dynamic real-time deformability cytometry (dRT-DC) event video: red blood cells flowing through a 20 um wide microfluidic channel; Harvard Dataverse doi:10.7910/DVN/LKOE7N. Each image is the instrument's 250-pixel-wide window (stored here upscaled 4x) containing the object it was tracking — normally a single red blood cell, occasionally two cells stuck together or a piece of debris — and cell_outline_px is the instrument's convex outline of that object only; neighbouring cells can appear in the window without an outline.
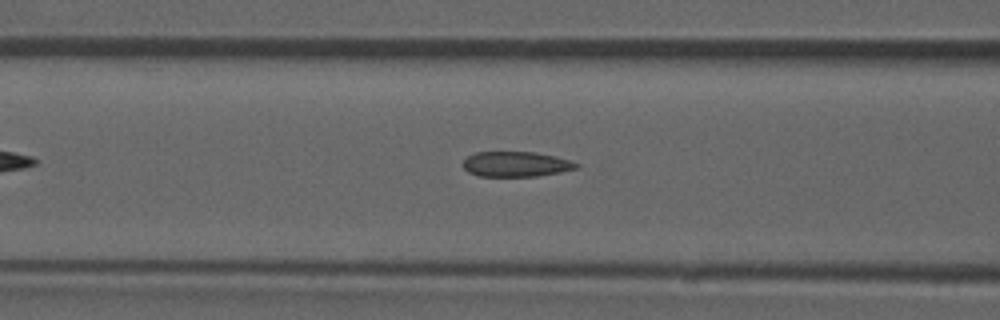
{"species": "common noctule bat (a hibernating species)", "species_latin": "Nyctalus noctula", "temperature_condition": "room temperature", "stored_images_in_passage": 42, "camera_frame_rate_fps": 3000, "um_per_image_px": 0.085, "animal": {"sex": "male", "forearm_length_mm": 52.5}, "frame": {"image": 1, "passage_image": 12, "time_ms": 3.667, "image_size_px": [1000, 320], "cell_outline_px": [[580, 168], [560, 172], [536, 176], [480, 176], [468, 172], [464, 168], [464, 160], [468, 156], [476, 152], [536, 152], [556, 156], [572, 160], [580, 164]], "centroid_in_image_um": [43.92, 13.95], "position_along_channel_um": 122.7, "area_um2": 16.7}, "authors_computed_cell_mechanics": {"area_um2": 17.051, "velocity_mm_per_s": 3.9203, "shape_relaxation_time_tau1_ms": null, "shape_relaxation_time_tau2_ms": 4.2647, "deformation_change_tau1": null, "deformation_change_tau2": 0.0962}}